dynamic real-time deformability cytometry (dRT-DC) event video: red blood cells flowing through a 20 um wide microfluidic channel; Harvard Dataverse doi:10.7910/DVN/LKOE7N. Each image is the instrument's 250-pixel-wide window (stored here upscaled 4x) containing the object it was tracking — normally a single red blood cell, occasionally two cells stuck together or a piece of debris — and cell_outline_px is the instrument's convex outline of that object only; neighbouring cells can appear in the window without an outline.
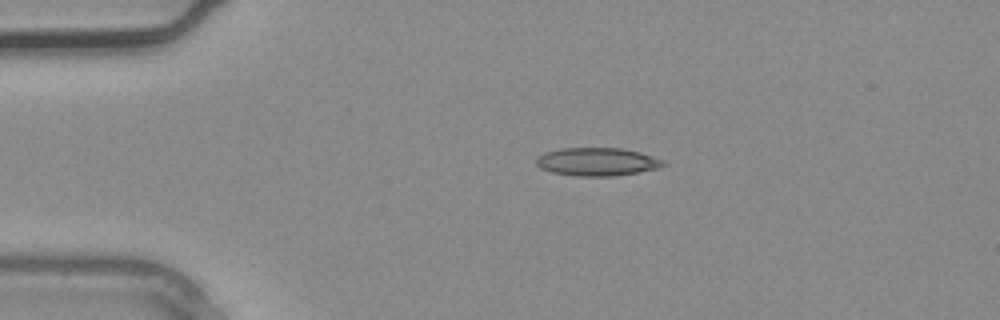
{"species": "common noctule bat (a hibernating species)", "species_latin": "Nyctalus noctula", "temperature_condition": "warm", "stored_images_in_passage": 2, "camera_frame_rate_fps": 3000, "um_per_image_px": 0.085, "animal": {"sex": "male", "body_mass_g": 20.4}, "frame": {"image": 1, "passage_image": 1, "time_ms": 0.0, "image_size_px": [1000, 320], "cell_outline_px": [[668, 164], [660, 168], [640, 172], [616, 176], [576, 176], [552, 172], [540, 168], [536, 164], [536, 160], [544, 152], [560, 148], [624, 148], [640, 152], [664, 160]], "centroid_in_image_um": [50.8, 13.75], "position_along_channel_um": 34.2, "area_um2": 21.04}}